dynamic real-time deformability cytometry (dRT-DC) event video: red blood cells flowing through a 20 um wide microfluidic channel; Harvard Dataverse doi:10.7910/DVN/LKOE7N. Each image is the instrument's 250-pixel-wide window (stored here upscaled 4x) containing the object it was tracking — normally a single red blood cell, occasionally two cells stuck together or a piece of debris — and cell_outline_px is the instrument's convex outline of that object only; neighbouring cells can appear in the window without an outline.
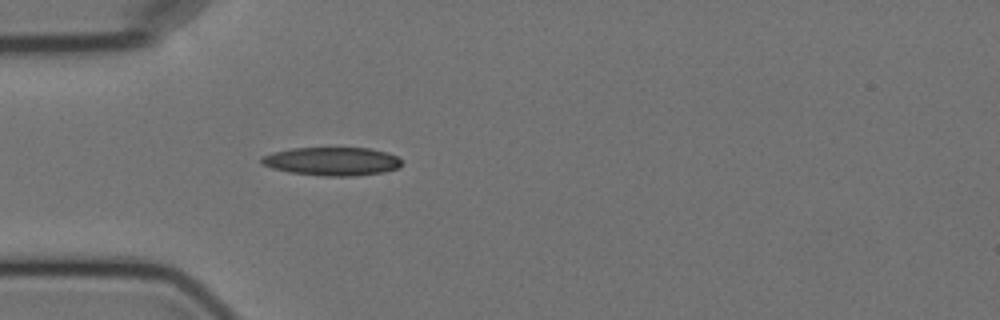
{"species": "Egyptian fruit bat (a non-hibernating species)", "species_latin": "Rousettus aegyptiacus", "temperature_condition": "cold", "stored_images_in_passage": 3, "camera_frame_rate_fps": 3000, "um_per_image_px": 0.085, "animal": {"sex": "female"}, "frame": {"image": 1, "passage_image": 3, "time_ms": 3.0, "image_size_px": [1000, 320], "cell_outline_px": [[400, 168], [384, 172], [352, 176], [324, 176], [288, 172], [272, 168], [260, 164], [260, 156], [272, 152], [292, 148], [368, 148], [388, 152], [396, 156], [400, 160]], "centroid_in_image_um": [28.18, 13.71], "position_along_channel_um": 56.8, "area_um2": 23.35}}